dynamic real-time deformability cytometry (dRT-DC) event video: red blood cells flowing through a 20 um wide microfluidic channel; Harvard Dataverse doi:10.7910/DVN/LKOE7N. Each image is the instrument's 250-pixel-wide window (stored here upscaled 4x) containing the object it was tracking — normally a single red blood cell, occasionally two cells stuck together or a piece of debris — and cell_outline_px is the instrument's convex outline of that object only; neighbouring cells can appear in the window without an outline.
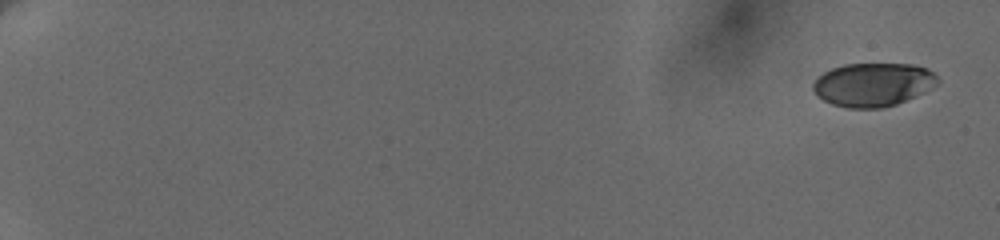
{"species": "human", "species_latin": "Homo sapiens", "temperature_condition": "cold", "stored_images_in_passage": 9, "camera_frame_rate_fps": 3000, "um_per_image_px": 0.085, "donor": {"sex": "female"}, "frame": {"image": 1, "passage_image": 1, "time_ms": 0.0, "image_size_px": [1000, 240], "cell_outline_px": [[940, 80], [932, 88], [916, 96], [896, 104], [880, 108], [848, 108], [832, 104], [816, 96], [812, 88], [812, 84], [824, 72], [832, 68], [844, 64], [912, 64], [928, 68]], "centroid_in_image_um": [74.21, 7.19], "position_along_channel_um": 10.8, "area_um2": 31.62}}
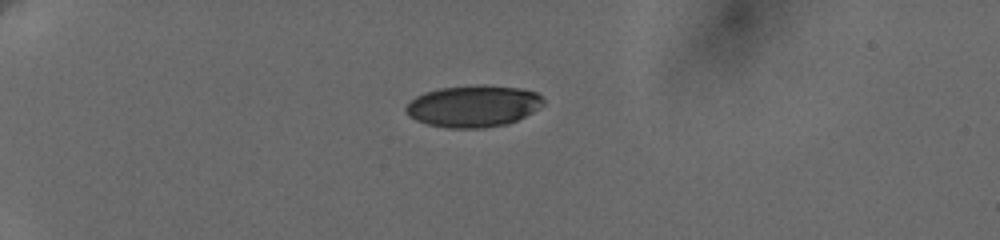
{"frame": {"image": 2, "passage_image": 6, "time_ms": 5.333, "image_size_px": [1000, 240], "cell_outline_px": [[544, 104], [540, 108], [508, 124], [484, 128], [448, 128], [428, 124], [416, 120], [408, 116], [404, 112], [404, 108], [416, 96], [424, 92], [440, 88], [520, 88], [536, 92], [544, 100]], "centroid_in_image_um": [40.2, 9.08], "position_along_channel_um": 44.8, "area_um2": 32.43}}
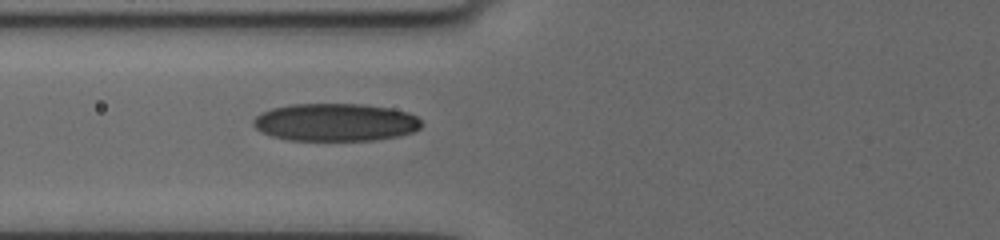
{"frame": {"image": 3, "passage_image": 9, "time_ms": 8.333, "image_size_px": [1000, 240], "cell_outline_px": [[420, 128], [412, 132], [400, 136], [376, 140], [288, 140], [272, 136], [260, 132], [252, 124], [252, 120], [260, 112], [272, 108], [292, 104], [360, 104], [392, 108], [408, 112], [416, 116], [420, 120]], "centroid_in_image_um": [28.49, 10.39], "position_along_channel_um": 97.3, "area_um2": 37.17}}